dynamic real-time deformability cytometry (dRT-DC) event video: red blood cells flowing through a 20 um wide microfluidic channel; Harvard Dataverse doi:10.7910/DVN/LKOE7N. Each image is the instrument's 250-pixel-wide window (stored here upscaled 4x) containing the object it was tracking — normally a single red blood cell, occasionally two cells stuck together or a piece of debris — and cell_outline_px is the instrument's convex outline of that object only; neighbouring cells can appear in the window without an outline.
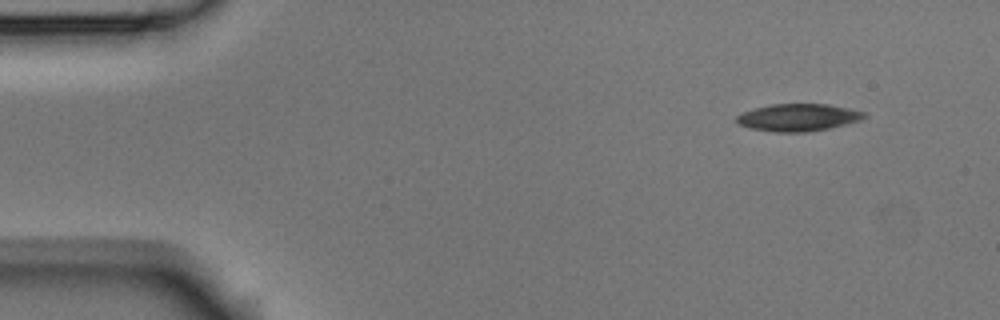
{"species": "Egyptian fruit bat (a non-hibernating species)", "species_latin": "Rousettus aegyptiacus", "temperature_condition": "room temperature", "stored_images_in_passage": 4, "camera_frame_rate_fps": 3000, "um_per_image_px": 0.085, "animal": {"sex": "male"}, "frame": {"image": 1, "passage_image": 1, "time_ms": 0.0, "image_size_px": [1000, 320], "cell_outline_px": [[868, 116], [860, 120], [828, 128], [804, 132], [776, 132], [748, 128], [736, 124], [736, 116], [744, 112], [756, 108], [772, 104], [828, 104], [868, 112]], "centroid_in_image_um": [67.84, 9.98], "position_along_channel_um": 17.2, "area_um2": 20.29}}
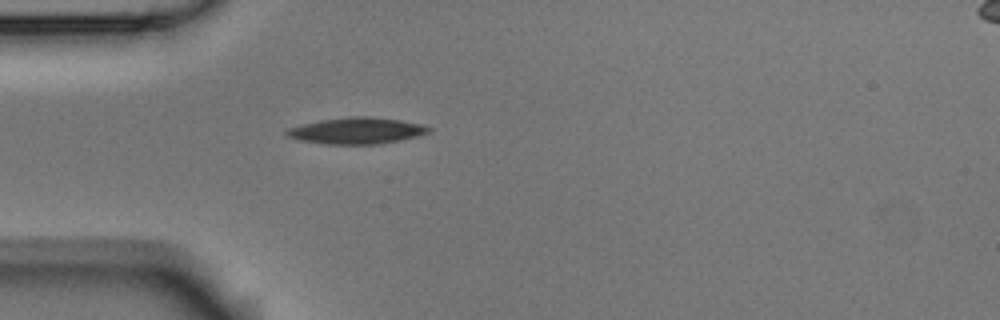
{"frame": {"image": 2, "passage_image": 4, "time_ms": 1.0, "image_size_px": [1000, 320], "cell_outline_px": [[432, 128], [428, 132], [416, 136], [400, 140], [380, 144], [324, 144], [300, 140], [288, 136], [284, 132], [288, 128], [320, 120], [348, 116], [368, 116], [400, 120], [420, 124]], "centroid_in_image_um": [30.3, 11.11], "position_along_channel_um": 54.7, "area_um2": 21.68}}